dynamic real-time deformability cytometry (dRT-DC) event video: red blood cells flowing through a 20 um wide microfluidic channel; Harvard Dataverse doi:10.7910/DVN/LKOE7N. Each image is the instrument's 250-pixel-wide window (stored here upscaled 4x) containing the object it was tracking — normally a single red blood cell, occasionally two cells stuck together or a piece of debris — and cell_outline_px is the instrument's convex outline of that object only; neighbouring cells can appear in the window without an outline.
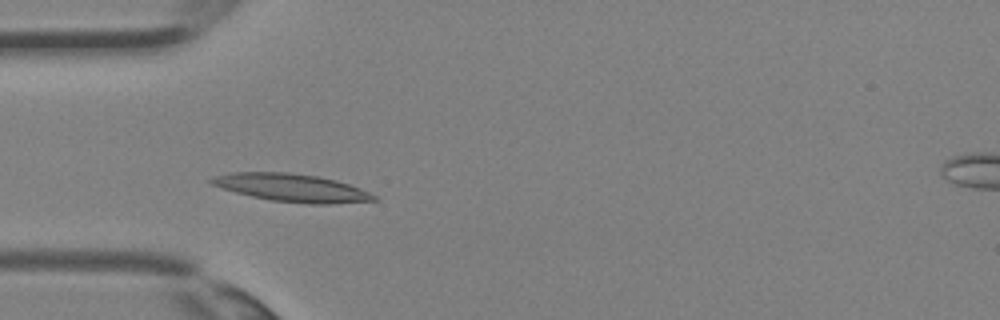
{"species": "Egyptian fruit bat (a non-hibernating species)", "species_latin": "Rousettus aegyptiacus", "temperature_condition": "room temperature", "stored_images_in_passage": 32, "camera_frame_rate_fps": 3000, "um_per_image_px": 0.085, "animal": {"sex": "female"}, "frame": {"image": 1, "passage_image": 7, "time_ms": 2.0, "image_size_px": [1000, 320], "cell_outline_px": [[376, 200], [328, 204], [312, 204], [272, 200], [252, 196], [236, 192], [212, 184], [208, 180], [212, 176], [232, 172], [288, 172], [316, 176], [336, 180], [360, 188], [376, 196]], "centroid_in_image_um": [24.77, 15.95], "position_along_channel_um": 60.2, "area_um2": 26.01}}
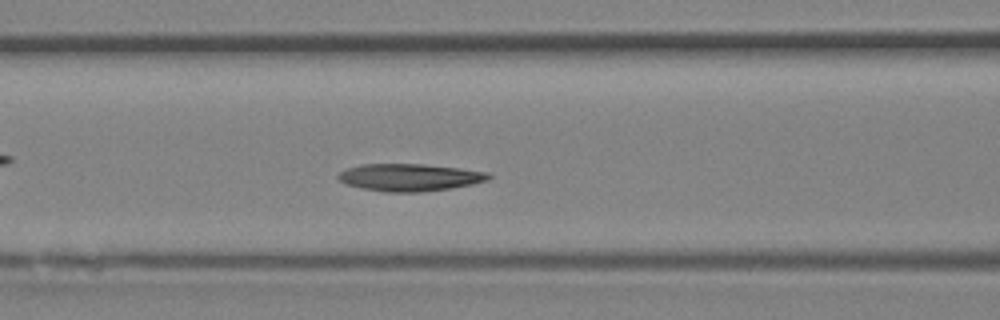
{"frame": {"image": 2, "passage_image": 11, "time_ms": 3.333, "image_size_px": [1000, 320], "cell_outline_px": [[492, 176], [488, 180], [472, 184], [452, 188], [420, 192], [384, 192], [360, 188], [348, 184], [340, 180], [336, 176], [340, 172], [348, 168], [360, 164], [424, 164], [460, 168], [488, 172]], "centroid_in_image_um": [34.83, 15.07], "position_along_channel_um": 131.8, "area_um2": 23.99}}
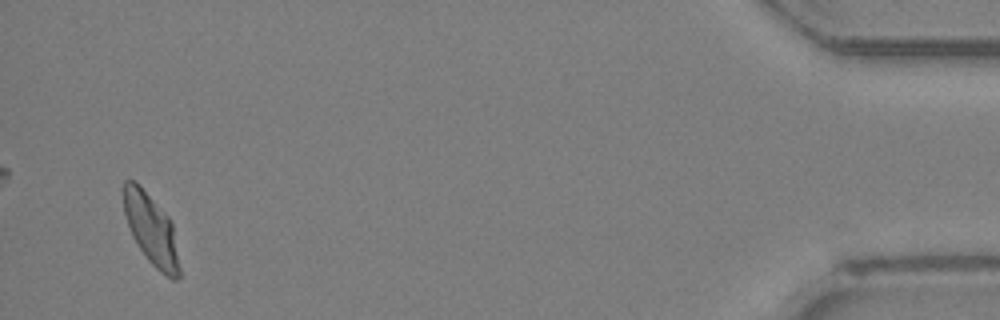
{"frame": {"image": 3, "passage_image": 31, "time_ms": 10.0, "image_size_px": [1000, 320], "cell_outline_px": [[180, 276], [176, 280], [172, 280], [160, 272], [148, 260], [132, 236], [124, 212], [120, 192], [120, 188], [124, 180], [136, 180], [140, 184], [172, 220], [180, 268]], "centroid_in_image_um": [12.82, 19.43], "position_along_channel_um": 422.4, "area_um2": 23.58}}